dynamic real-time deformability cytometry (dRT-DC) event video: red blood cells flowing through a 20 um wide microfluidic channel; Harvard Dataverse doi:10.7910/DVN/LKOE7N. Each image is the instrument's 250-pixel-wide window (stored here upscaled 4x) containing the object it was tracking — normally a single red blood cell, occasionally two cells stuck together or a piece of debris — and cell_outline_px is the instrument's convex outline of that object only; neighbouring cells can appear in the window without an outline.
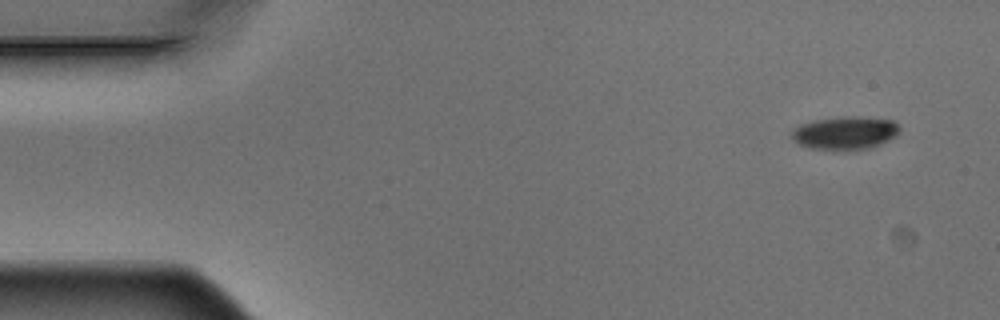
{"species": "Egyptian fruit bat (a non-hibernating species)", "species_latin": "Rousettus aegyptiacus", "temperature_condition": "warm", "stored_images_in_passage": 14, "camera_frame_rate_fps": 3000, "um_per_image_px": 0.085, "animal": {"sex": "male"}, "frame": {"image": 1, "passage_image": 1, "time_ms": 0.0, "image_size_px": [1000, 320], "cell_outline_px": [[900, 132], [896, 136], [880, 144], [868, 148], [808, 148], [800, 144], [792, 136], [792, 132], [800, 124], [812, 120], [844, 116], [860, 116], [892, 120], [900, 128]], "centroid_in_image_um": [71.86, 11.26], "position_along_channel_um": 13.1, "area_um2": 20.29}}
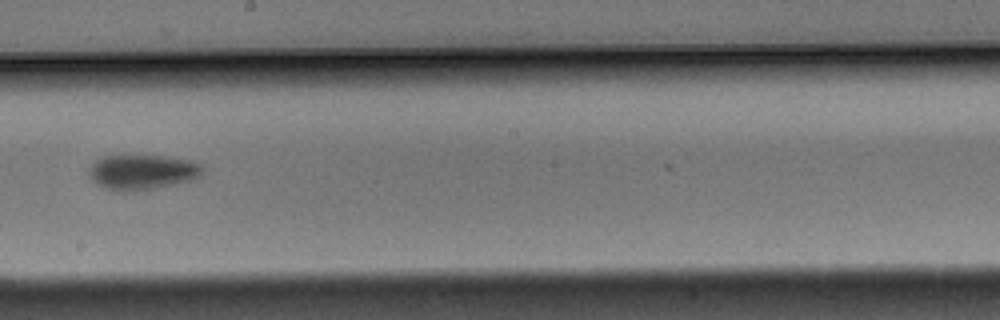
{"frame": {"image": 2, "passage_image": 8, "time_ms": 2.333, "image_size_px": [1000, 320], "cell_outline_px": [[204, 172], [200, 176], [192, 180], [176, 184], [128, 192], [120, 192], [104, 188], [96, 184], [88, 176], [88, 168], [100, 156], [164, 156], [188, 160], [200, 164], [204, 168]], "centroid_in_image_um": [12.06, 14.64], "position_along_channel_um": 236.1, "area_um2": 23.35}}
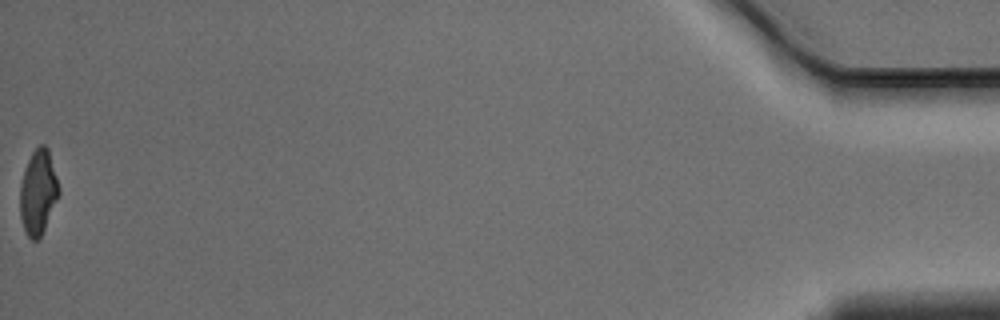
{"frame": {"image": 3, "passage_image": 14, "time_ms": 4.333, "image_size_px": [1000, 320], "cell_outline_px": [[60, 192], [44, 228], [40, 236], [36, 240], [32, 240], [28, 236], [24, 228], [20, 216], [20, 184], [24, 168], [32, 152], [40, 144], [44, 144], [48, 148], [60, 188]], "centroid_in_image_um": [3.23, 16.29], "position_along_channel_um": 432.0, "area_um2": 18.96}}